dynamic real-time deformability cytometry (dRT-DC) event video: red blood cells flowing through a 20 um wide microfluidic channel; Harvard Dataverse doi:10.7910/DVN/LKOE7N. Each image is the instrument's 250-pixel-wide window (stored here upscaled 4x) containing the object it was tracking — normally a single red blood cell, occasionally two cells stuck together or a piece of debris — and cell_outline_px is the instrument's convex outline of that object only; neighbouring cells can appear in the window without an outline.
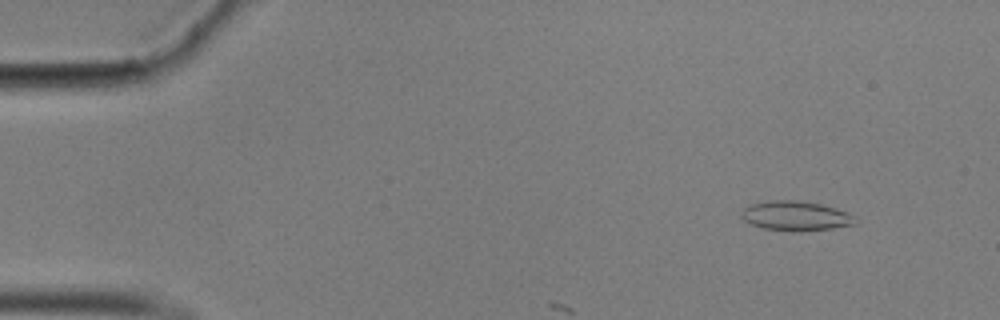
{"species": "common noctule bat (a hibernating species)", "species_latin": "Nyctalus noctula", "temperature_condition": "cold", "stored_images_in_passage": 12, "camera_frame_rate_fps": 3000, "um_per_image_px": 0.085, "animal": {"sex": "male", "body_mass_g": 17.9}, "frame": {"image": 1, "passage_image": 6, "time_ms": 1.667, "image_size_px": [1000, 320], "cell_outline_px": [[860, 220], [856, 224], [832, 228], [800, 232], [792, 232], [764, 228], [752, 224], [744, 220], [740, 216], [740, 212], [748, 204], [768, 200], [796, 200], [820, 204], [836, 208], [848, 212]], "centroid_in_image_um": [67.64, 18.35], "position_along_channel_um": 17.4, "area_um2": 20.0}}